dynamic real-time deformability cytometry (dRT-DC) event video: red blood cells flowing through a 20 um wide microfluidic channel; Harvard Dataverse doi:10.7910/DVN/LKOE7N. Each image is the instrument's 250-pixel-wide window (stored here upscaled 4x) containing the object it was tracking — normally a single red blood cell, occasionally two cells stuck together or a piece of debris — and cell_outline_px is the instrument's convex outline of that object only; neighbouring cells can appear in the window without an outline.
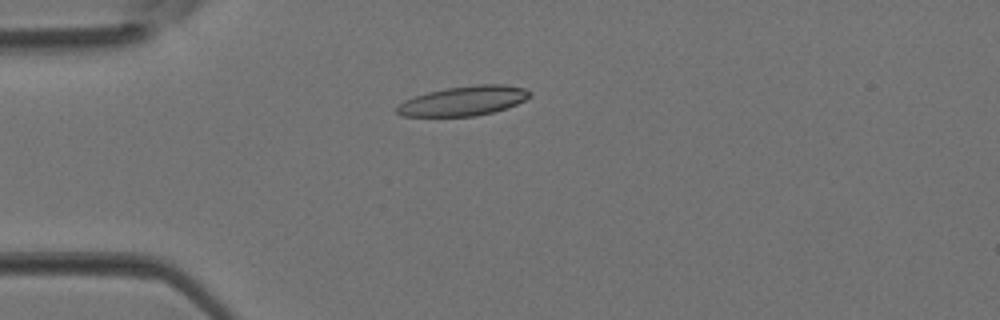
{"species": "Egyptian fruit bat (a non-hibernating species)", "species_latin": "Rousettus aegyptiacus", "temperature_condition": "room temperature", "stored_images_in_passage": 3, "camera_frame_rate_fps": 3000, "um_per_image_px": 0.085, "animal": {"sex": "female"}, "frame": {"image": 1, "passage_image": 3, "time_ms": 0.667, "image_size_px": [1000, 320], "cell_outline_px": [[532, 92], [524, 100], [508, 108], [476, 116], [400, 116], [396, 112], [396, 108], [404, 100], [428, 92], [444, 88], [476, 84], [504, 84], [524, 88]], "centroid_in_image_um": [39.4, 8.57], "position_along_channel_um": 45.6, "area_um2": 22.89}}